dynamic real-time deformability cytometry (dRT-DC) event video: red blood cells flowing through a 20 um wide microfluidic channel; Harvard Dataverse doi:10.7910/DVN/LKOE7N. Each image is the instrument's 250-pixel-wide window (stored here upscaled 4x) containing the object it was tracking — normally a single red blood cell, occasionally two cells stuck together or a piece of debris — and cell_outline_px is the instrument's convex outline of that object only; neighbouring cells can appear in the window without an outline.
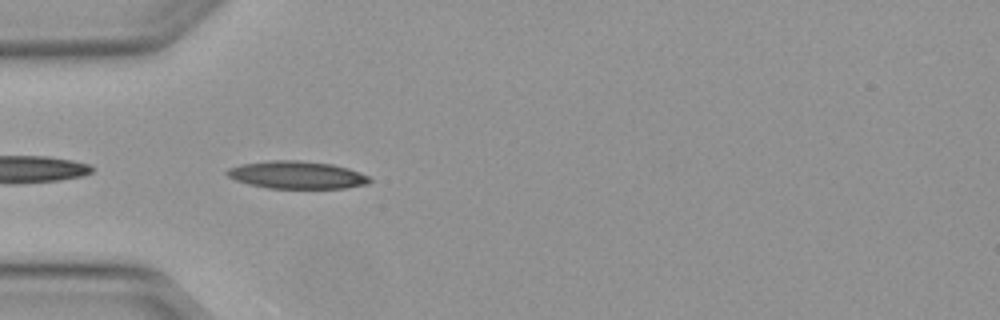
{"species": "Egyptian fruit bat (a non-hibernating species)", "species_latin": "Rousettus aegyptiacus", "temperature_condition": "warm", "stored_images_in_passage": 19, "camera_frame_rate_fps": 3000, "um_per_image_px": 0.085, "animal": {"sex": "female"}, "frame": {"image": 1, "passage_image": 1, "time_ms": 0.0, "image_size_px": [1000, 320], "cell_outline_px": [[372, 180], [368, 184], [344, 188], [268, 188], [248, 184], [236, 180], [228, 176], [224, 172], [228, 168], [244, 164], [272, 160], [296, 160], [332, 164], [348, 168], [368, 176]], "centroid_in_image_um": [25.23, 14.87], "position_along_channel_um": 59.8, "area_um2": 22.77}}
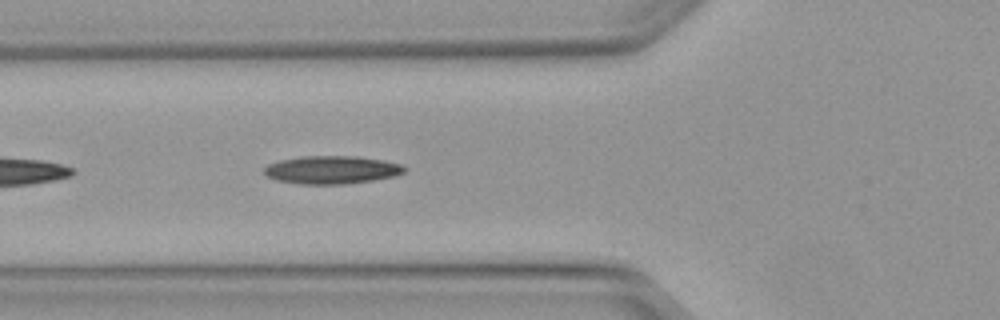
{"frame": {"image": 2, "passage_image": 4, "time_ms": 1.0, "image_size_px": [1000, 320], "cell_outline_px": [[408, 168], [404, 172], [396, 176], [372, 180], [344, 184], [300, 184], [276, 180], [264, 176], [264, 168], [268, 164], [280, 160], [300, 156], [356, 156], [384, 160], [400, 164]], "centroid_in_image_um": [28.18, 14.43], "position_along_channel_um": 97.6, "area_um2": 23.06}}